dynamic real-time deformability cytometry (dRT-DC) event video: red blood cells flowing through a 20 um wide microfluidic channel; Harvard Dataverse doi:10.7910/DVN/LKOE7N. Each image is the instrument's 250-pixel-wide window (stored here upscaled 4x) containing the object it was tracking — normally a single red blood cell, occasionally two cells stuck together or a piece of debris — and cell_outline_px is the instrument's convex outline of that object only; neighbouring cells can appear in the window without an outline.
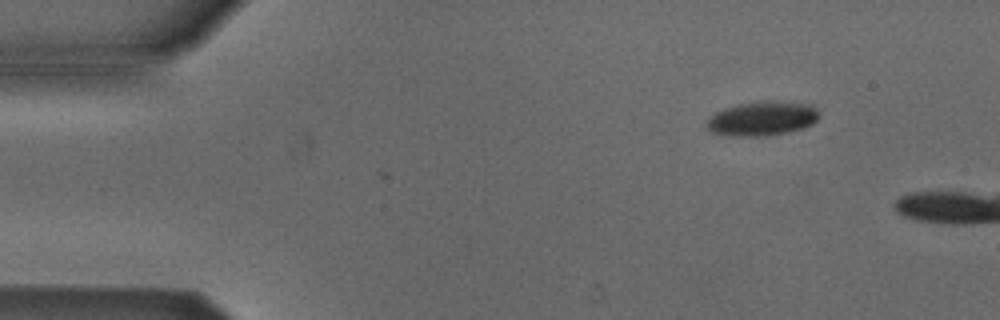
{"species": "Egyptian fruit bat (a non-hibernating species)", "species_latin": "Rousettus aegyptiacus", "temperature_condition": "cold", "stored_images_in_passage": 5, "camera_frame_rate_fps": 3000, "um_per_image_px": 0.085, "animal": {"sex": "male"}, "frame": {"image": 1, "passage_image": 2, "time_ms": 1.333, "image_size_px": [1000, 320], "cell_outline_px": [[820, 116], [812, 124], [804, 128], [788, 132], [764, 136], [732, 136], [712, 132], [704, 124], [716, 112], [724, 108], [740, 104], [764, 100], [812, 104], [816, 108]], "centroid_in_image_um": [64.81, 10.07], "position_along_channel_um": 20.2, "area_um2": 22.48}}